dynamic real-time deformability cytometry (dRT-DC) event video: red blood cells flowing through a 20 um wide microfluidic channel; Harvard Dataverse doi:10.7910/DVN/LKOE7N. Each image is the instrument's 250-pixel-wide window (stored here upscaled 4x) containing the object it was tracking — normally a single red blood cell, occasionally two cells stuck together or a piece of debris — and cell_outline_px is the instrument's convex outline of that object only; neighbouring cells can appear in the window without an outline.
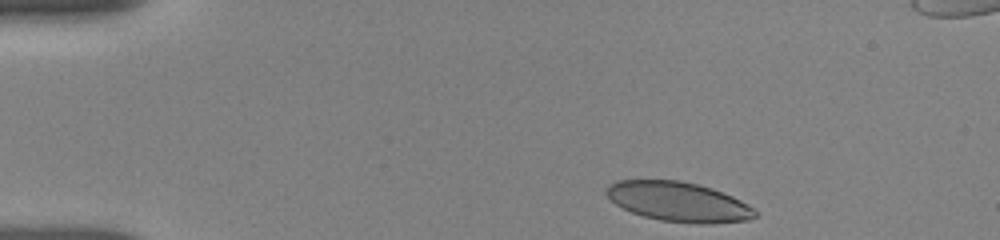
{"species": "human", "species_latin": "Homo sapiens", "temperature_condition": "room temperature", "stored_images_in_passage": 6, "camera_frame_rate_fps": 3000, "um_per_image_px": 0.085, "donor": {"sex": "female"}, "frame": {"image": 1, "passage_image": 1, "time_ms": 0.0, "image_size_px": [1000, 240], "cell_outline_px": [[756, 216], [748, 220], [708, 224], [700, 224], [660, 220], [644, 216], [632, 212], [616, 204], [604, 192], [608, 184], [616, 180], [680, 180], [712, 188], [732, 196], [748, 204], [756, 212]], "centroid_in_image_um": [57.65, 17.14], "position_along_channel_um": 27.3, "area_um2": 34.22}}